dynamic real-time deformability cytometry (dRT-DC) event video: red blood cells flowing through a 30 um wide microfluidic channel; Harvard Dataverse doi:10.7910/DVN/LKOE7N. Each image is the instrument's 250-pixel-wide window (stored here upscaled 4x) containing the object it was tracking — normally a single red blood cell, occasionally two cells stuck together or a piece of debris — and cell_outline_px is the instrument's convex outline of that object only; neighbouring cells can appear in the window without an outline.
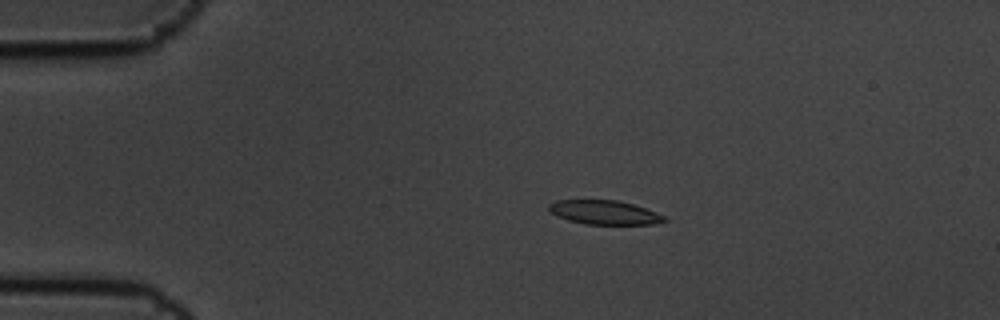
{"species": "common noctule bat (a hibernating species)", "species_latin": "Nyctalus noctula", "temperature_condition": "cold", "stored_images_in_passage": 8, "camera_frame_rate_fps": 3000, "um_per_image_px": 0.085, "animal": {"sex": "male", "body_mass_g": 19.5, "forearm_length_mm": 54.6}, "frame": {"image": 1, "passage_image": 4, "time_ms": 1.0, "image_size_px": [1000, 320], "cell_outline_px": [[668, 220], [652, 224], [584, 224], [568, 220], [556, 216], [548, 208], [548, 204], [556, 200], [616, 200], [632, 204], [668, 216]], "centroid_in_image_um": [51.38, 18.06], "position_along_channel_um": 33.6, "area_um2": 16.18}}
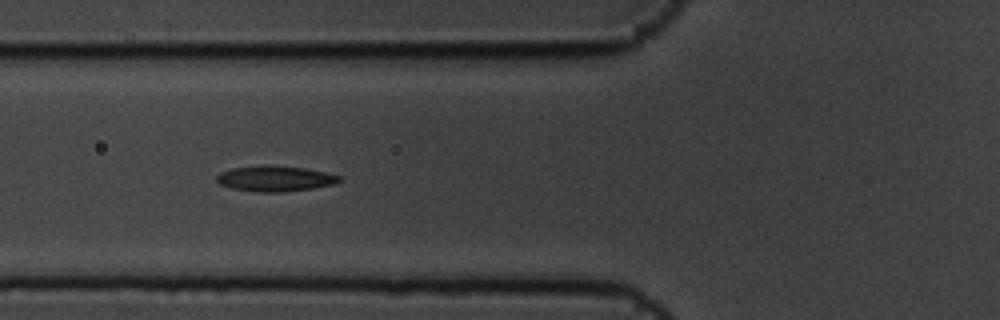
{"frame": {"image": 2, "passage_image": 7, "time_ms": 2.0, "image_size_px": [1000, 320], "cell_outline_px": [[340, 180], [336, 184], [312, 188], [280, 192], [260, 192], [232, 188], [220, 184], [216, 180], [216, 176], [220, 172], [232, 168], [304, 168], [324, 172], [340, 176]], "centroid_in_image_um": [23.4, 15.23], "position_along_channel_um": 102.4, "area_um2": 17.17}}
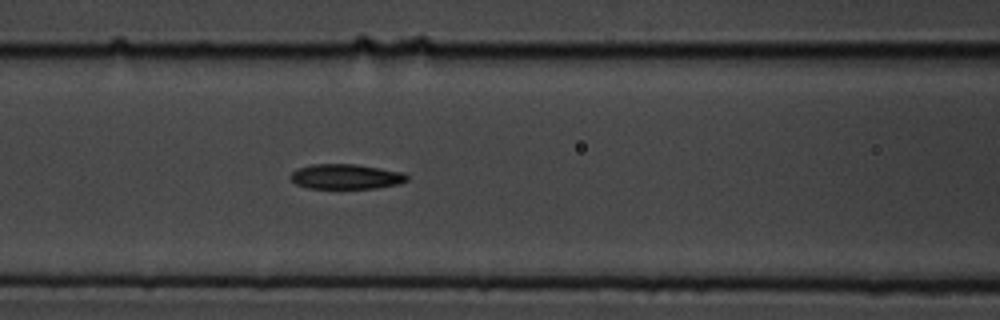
{"frame": {"image": 3, "passage_image": 8, "time_ms": 2.333, "image_size_px": [1000, 320], "cell_outline_px": [[408, 180], [400, 184], [376, 188], [308, 188], [296, 184], [288, 176], [296, 168], [312, 164], [356, 164], [404, 172], [408, 176]], "centroid_in_image_um": [29.4, 15.0], "position_along_channel_um": 137.2, "area_um2": 17.11}}